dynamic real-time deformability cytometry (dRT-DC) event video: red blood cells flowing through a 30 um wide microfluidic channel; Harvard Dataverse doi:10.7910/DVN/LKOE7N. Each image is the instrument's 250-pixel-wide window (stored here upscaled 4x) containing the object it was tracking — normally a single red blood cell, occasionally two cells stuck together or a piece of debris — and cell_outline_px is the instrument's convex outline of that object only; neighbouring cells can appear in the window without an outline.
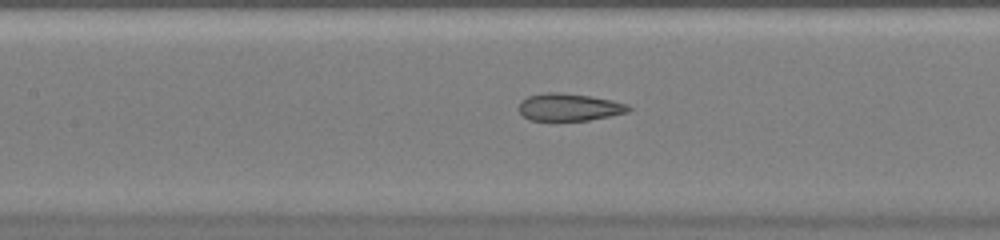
{"species": "common noctule bat (a hibernating species)", "species_latin": "Nyctalus noctula", "temperature_condition": "warm", "stored_images_in_passage": 47, "camera_frame_rate_fps": 3000, "um_per_image_px": 0.085, "animal": {"sex": "female", "body_mass_g": 20.0, "forearm_length_mm": 54.0}, "frame": {"image": 1, "passage_image": 22, "time_ms": 7.0, "image_size_px": [1000, 240], "cell_outline_px": [[632, 108], [628, 112], [588, 120], [528, 120], [520, 112], [520, 100], [528, 96], [548, 92], [560, 92], [588, 96], [612, 100], [628, 104]], "centroid_in_image_um": [48.38, 9.1], "position_along_channel_um": 159.0, "area_um2": 17.34}}
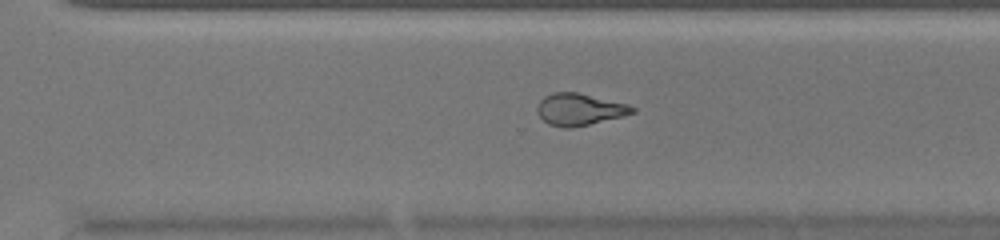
{"frame": {"image": 2, "passage_image": 33, "time_ms": 10.667, "image_size_px": [1000, 240], "cell_outline_px": [[636, 112], [588, 124], [568, 128], [564, 128], [548, 124], [536, 112], [536, 108], [540, 100], [544, 96], [552, 92], [576, 92], [628, 104], [636, 108]], "centroid_in_image_um": [49.21, 9.28], "position_along_channel_um": 321.4, "area_um2": 17.46}}
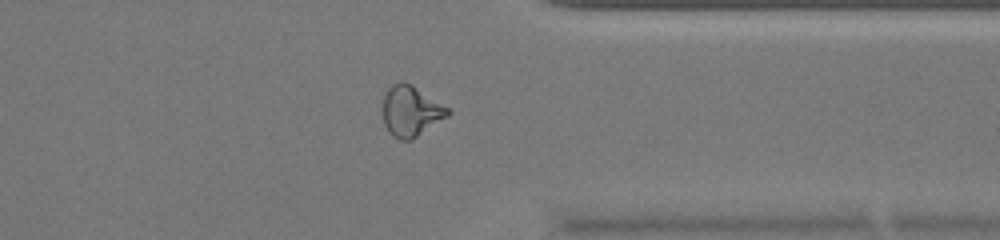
{"frame": {"image": 3, "passage_image": 37, "time_ms": 12.0, "image_size_px": [1000, 240], "cell_outline_px": [[452, 112], [448, 116], [412, 140], [400, 140], [392, 136], [388, 132], [384, 124], [380, 112], [384, 92], [392, 84], [412, 84], [448, 108]], "centroid_in_image_um": [34.87, 9.47], "position_along_channel_um": 376.5, "area_um2": 19.36}}